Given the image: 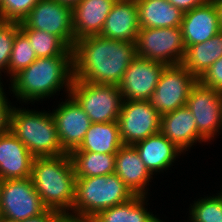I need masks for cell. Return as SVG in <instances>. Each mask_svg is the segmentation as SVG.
Returning a JSON list of instances; mask_svg holds the SVG:
<instances>
[{
	"label": "cell",
	"instance_id": "25",
	"mask_svg": "<svg viewBox=\"0 0 222 222\" xmlns=\"http://www.w3.org/2000/svg\"><path fill=\"white\" fill-rule=\"evenodd\" d=\"M147 198V196L136 195L123 204L100 211L92 220L94 222H165L150 210L147 211Z\"/></svg>",
	"mask_w": 222,
	"mask_h": 222
},
{
	"label": "cell",
	"instance_id": "9",
	"mask_svg": "<svg viewBox=\"0 0 222 222\" xmlns=\"http://www.w3.org/2000/svg\"><path fill=\"white\" fill-rule=\"evenodd\" d=\"M117 122L123 144L134 145L160 132L161 115L149 100H123Z\"/></svg>",
	"mask_w": 222,
	"mask_h": 222
},
{
	"label": "cell",
	"instance_id": "28",
	"mask_svg": "<svg viewBox=\"0 0 222 222\" xmlns=\"http://www.w3.org/2000/svg\"><path fill=\"white\" fill-rule=\"evenodd\" d=\"M36 59V53L33 51L29 39L19 30L15 34L11 57L6 71L7 76H10V79H12L21 70L31 65Z\"/></svg>",
	"mask_w": 222,
	"mask_h": 222
},
{
	"label": "cell",
	"instance_id": "42",
	"mask_svg": "<svg viewBox=\"0 0 222 222\" xmlns=\"http://www.w3.org/2000/svg\"><path fill=\"white\" fill-rule=\"evenodd\" d=\"M221 197H222V189H221V192L219 191V193H218Z\"/></svg>",
	"mask_w": 222,
	"mask_h": 222
},
{
	"label": "cell",
	"instance_id": "1",
	"mask_svg": "<svg viewBox=\"0 0 222 222\" xmlns=\"http://www.w3.org/2000/svg\"><path fill=\"white\" fill-rule=\"evenodd\" d=\"M72 54L76 80L118 86L127 67L137 56L136 42L94 35L77 40Z\"/></svg>",
	"mask_w": 222,
	"mask_h": 222
},
{
	"label": "cell",
	"instance_id": "17",
	"mask_svg": "<svg viewBox=\"0 0 222 222\" xmlns=\"http://www.w3.org/2000/svg\"><path fill=\"white\" fill-rule=\"evenodd\" d=\"M160 132L184 153L197 142H207L198 133L195 118L187 106L162 115Z\"/></svg>",
	"mask_w": 222,
	"mask_h": 222
},
{
	"label": "cell",
	"instance_id": "12",
	"mask_svg": "<svg viewBox=\"0 0 222 222\" xmlns=\"http://www.w3.org/2000/svg\"><path fill=\"white\" fill-rule=\"evenodd\" d=\"M21 23L59 37L70 49L76 42L72 9L56 0H39Z\"/></svg>",
	"mask_w": 222,
	"mask_h": 222
},
{
	"label": "cell",
	"instance_id": "29",
	"mask_svg": "<svg viewBox=\"0 0 222 222\" xmlns=\"http://www.w3.org/2000/svg\"><path fill=\"white\" fill-rule=\"evenodd\" d=\"M216 195L193 201L189 209L190 222H222V197Z\"/></svg>",
	"mask_w": 222,
	"mask_h": 222
},
{
	"label": "cell",
	"instance_id": "33",
	"mask_svg": "<svg viewBox=\"0 0 222 222\" xmlns=\"http://www.w3.org/2000/svg\"><path fill=\"white\" fill-rule=\"evenodd\" d=\"M12 104L8 101L6 94L0 99V135L10 131V116Z\"/></svg>",
	"mask_w": 222,
	"mask_h": 222
},
{
	"label": "cell",
	"instance_id": "11",
	"mask_svg": "<svg viewBox=\"0 0 222 222\" xmlns=\"http://www.w3.org/2000/svg\"><path fill=\"white\" fill-rule=\"evenodd\" d=\"M186 106L195 118L198 133L207 142L219 136L217 133L222 132V92L197 81L190 90Z\"/></svg>",
	"mask_w": 222,
	"mask_h": 222
},
{
	"label": "cell",
	"instance_id": "22",
	"mask_svg": "<svg viewBox=\"0 0 222 222\" xmlns=\"http://www.w3.org/2000/svg\"><path fill=\"white\" fill-rule=\"evenodd\" d=\"M140 28L180 27L184 12L168 0H136Z\"/></svg>",
	"mask_w": 222,
	"mask_h": 222
},
{
	"label": "cell",
	"instance_id": "14",
	"mask_svg": "<svg viewBox=\"0 0 222 222\" xmlns=\"http://www.w3.org/2000/svg\"><path fill=\"white\" fill-rule=\"evenodd\" d=\"M51 114L58 131L60 145L66 153L77 149L84 140L92 122L83 108L71 96H67Z\"/></svg>",
	"mask_w": 222,
	"mask_h": 222
},
{
	"label": "cell",
	"instance_id": "31",
	"mask_svg": "<svg viewBox=\"0 0 222 222\" xmlns=\"http://www.w3.org/2000/svg\"><path fill=\"white\" fill-rule=\"evenodd\" d=\"M19 30V23L0 21V74L7 71L15 34Z\"/></svg>",
	"mask_w": 222,
	"mask_h": 222
},
{
	"label": "cell",
	"instance_id": "40",
	"mask_svg": "<svg viewBox=\"0 0 222 222\" xmlns=\"http://www.w3.org/2000/svg\"><path fill=\"white\" fill-rule=\"evenodd\" d=\"M77 222H94L92 219L77 220Z\"/></svg>",
	"mask_w": 222,
	"mask_h": 222
},
{
	"label": "cell",
	"instance_id": "38",
	"mask_svg": "<svg viewBox=\"0 0 222 222\" xmlns=\"http://www.w3.org/2000/svg\"><path fill=\"white\" fill-rule=\"evenodd\" d=\"M56 222H77V219L70 216H61Z\"/></svg>",
	"mask_w": 222,
	"mask_h": 222
},
{
	"label": "cell",
	"instance_id": "5",
	"mask_svg": "<svg viewBox=\"0 0 222 222\" xmlns=\"http://www.w3.org/2000/svg\"><path fill=\"white\" fill-rule=\"evenodd\" d=\"M10 131L34 157L66 154L60 145L58 131L51 112L16 108L13 105Z\"/></svg>",
	"mask_w": 222,
	"mask_h": 222
},
{
	"label": "cell",
	"instance_id": "6",
	"mask_svg": "<svg viewBox=\"0 0 222 222\" xmlns=\"http://www.w3.org/2000/svg\"><path fill=\"white\" fill-rule=\"evenodd\" d=\"M70 95L92 123L117 121L123 97L117 85L95 84L73 79Z\"/></svg>",
	"mask_w": 222,
	"mask_h": 222
},
{
	"label": "cell",
	"instance_id": "30",
	"mask_svg": "<svg viewBox=\"0 0 222 222\" xmlns=\"http://www.w3.org/2000/svg\"><path fill=\"white\" fill-rule=\"evenodd\" d=\"M39 0H2L0 21L22 22Z\"/></svg>",
	"mask_w": 222,
	"mask_h": 222
},
{
	"label": "cell",
	"instance_id": "4",
	"mask_svg": "<svg viewBox=\"0 0 222 222\" xmlns=\"http://www.w3.org/2000/svg\"><path fill=\"white\" fill-rule=\"evenodd\" d=\"M135 196L116 173L79 177L75 182L73 209L68 216L77 220L92 219L100 211L123 204Z\"/></svg>",
	"mask_w": 222,
	"mask_h": 222
},
{
	"label": "cell",
	"instance_id": "15",
	"mask_svg": "<svg viewBox=\"0 0 222 222\" xmlns=\"http://www.w3.org/2000/svg\"><path fill=\"white\" fill-rule=\"evenodd\" d=\"M181 30L186 49L203 43L221 31L218 12L212 0L185 12Z\"/></svg>",
	"mask_w": 222,
	"mask_h": 222
},
{
	"label": "cell",
	"instance_id": "21",
	"mask_svg": "<svg viewBox=\"0 0 222 222\" xmlns=\"http://www.w3.org/2000/svg\"><path fill=\"white\" fill-rule=\"evenodd\" d=\"M133 146L152 175L168 170L169 167L173 166L174 161L180 158L178 156L184 153L161 132L149 136Z\"/></svg>",
	"mask_w": 222,
	"mask_h": 222
},
{
	"label": "cell",
	"instance_id": "32",
	"mask_svg": "<svg viewBox=\"0 0 222 222\" xmlns=\"http://www.w3.org/2000/svg\"><path fill=\"white\" fill-rule=\"evenodd\" d=\"M198 81L205 87L222 92V57L214 62Z\"/></svg>",
	"mask_w": 222,
	"mask_h": 222
},
{
	"label": "cell",
	"instance_id": "37",
	"mask_svg": "<svg viewBox=\"0 0 222 222\" xmlns=\"http://www.w3.org/2000/svg\"><path fill=\"white\" fill-rule=\"evenodd\" d=\"M56 1L73 9L81 0H56Z\"/></svg>",
	"mask_w": 222,
	"mask_h": 222
},
{
	"label": "cell",
	"instance_id": "19",
	"mask_svg": "<svg viewBox=\"0 0 222 222\" xmlns=\"http://www.w3.org/2000/svg\"><path fill=\"white\" fill-rule=\"evenodd\" d=\"M115 173L135 195L147 196L153 175L133 145H123L115 155Z\"/></svg>",
	"mask_w": 222,
	"mask_h": 222
},
{
	"label": "cell",
	"instance_id": "23",
	"mask_svg": "<svg viewBox=\"0 0 222 222\" xmlns=\"http://www.w3.org/2000/svg\"><path fill=\"white\" fill-rule=\"evenodd\" d=\"M123 145L117 121L92 123L80 146L73 151L116 154Z\"/></svg>",
	"mask_w": 222,
	"mask_h": 222
},
{
	"label": "cell",
	"instance_id": "39",
	"mask_svg": "<svg viewBox=\"0 0 222 222\" xmlns=\"http://www.w3.org/2000/svg\"><path fill=\"white\" fill-rule=\"evenodd\" d=\"M1 80H2V79H0V99L6 94V93L4 92V89H3L4 85H3V83L1 82Z\"/></svg>",
	"mask_w": 222,
	"mask_h": 222
},
{
	"label": "cell",
	"instance_id": "34",
	"mask_svg": "<svg viewBox=\"0 0 222 222\" xmlns=\"http://www.w3.org/2000/svg\"><path fill=\"white\" fill-rule=\"evenodd\" d=\"M61 216L62 215L59 212L53 209H46L43 213H41L38 216L27 218L17 222H56ZM0 222H15V221L2 217Z\"/></svg>",
	"mask_w": 222,
	"mask_h": 222
},
{
	"label": "cell",
	"instance_id": "3",
	"mask_svg": "<svg viewBox=\"0 0 222 222\" xmlns=\"http://www.w3.org/2000/svg\"><path fill=\"white\" fill-rule=\"evenodd\" d=\"M30 178L47 209H53L62 216L71 213L75 199L76 175L69 153L35 157Z\"/></svg>",
	"mask_w": 222,
	"mask_h": 222
},
{
	"label": "cell",
	"instance_id": "2",
	"mask_svg": "<svg viewBox=\"0 0 222 222\" xmlns=\"http://www.w3.org/2000/svg\"><path fill=\"white\" fill-rule=\"evenodd\" d=\"M73 56L37 58L10 80V92L23 103L43 101L63 90L70 95L73 82Z\"/></svg>",
	"mask_w": 222,
	"mask_h": 222
},
{
	"label": "cell",
	"instance_id": "8",
	"mask_svg": "<svg viewBox=\"0 0 222 222\" xmlns=\"http://www.w3.org/2000/svg\"><path fill=\"white\" fill-rule=\"evenodd\" d=\"M197 81L182 64L167 65L149 102L161 116L173 112L186 106L190 90Z\"/></svg>",
	"mask_w": 222,
	"mask_h": 222
},
{
	"label": "cell",
	"instance_id": "41",
	"mask_svg": "<svg viewBox=\"0 0 222 222\" xmlns=\"http://www.w3.org/2000/svg\"><path fill=\"white\" fill-rule=\"evenodd\" d=\"M2 186H3V180L0 178V199H1Z\"/></svg>",
	"mask_w": 222,
	"mask_h": 222
},
{
	"label": "cell",
	"instance_id": "7",
	"mask_svg": "<svg viewBox=\"0 0 222 222\" xmlns=\"http://www.w3.org/2000/svg\"><path fill=\"white\" fill-rule=\"evenodd\" d=\"M137 56L167 65L182 64L186 54L181 27L140 28Z\"/></svg>",
	"mask_w": 222,
	"mask_h": 222
},
{
	"label": "cell",
	"instance_id": "27",
	"mask_svg": "<svg viewBox=\"0 0 222 222\" xmlns=\"http://www.w3.org/2000/svg\"><path fill=\"white\" fill-rule=\"evenodd\" d=\"M19 29L27 36L37 58L52 56H73L70 49L59 37L44 30L26 28L21 22Z\"/></svg>",
	"mask_w": 222,
	"mask_h": 222
},
{
	"label": "cell",
	"instance_id": "13",
	"mask_svg": "<svg viewBox=\"0 0 222 222\" xmlns=\"http://www.w3.org/2000/svg\"><path fill=\"white\" fill-rule=\"evenodd\" d=\"M165 67L162 62L136 56L118 84L123 100H149Z\"/></svg>",
	"mask_w": 222,
	"mask_h": 222
},
{
	"label": "cell",
	"instance_id": "26",
	"mask_svg": "<svg viewBox=\"0 0 222 222\" xmlns=\"http://www.w3.org/2000/svg\"><path fill=\"white\" fill-rule=\"evenodd\" d=\"M115 155L90 151H71L69 153L76 178L115 173Z\"/></svg>",
	"mask_w": 222,
	"mask_h": 222
},
{
	"label": "cell",
	"instance_id": "36",
	"mask_svg": "<svg viewBox=\"0 0 222 222\" xmlns=\"http://www.w3.org/2000/svg\"><path fill=\"white\" fill-rule=\"evenodd\" d=\"M218 12L219 25L222 30V0H212Z\"/></svg>",
	"mask_w": 222,
	"mask_h": 222
},
{
	"label": "cell",
	"instance_id": "35",
	"mask_svg": "<svg viewBox=\"0 0 222 222\" xmlns=\"http://www.w3.org/2000/svg\"><path fill=\"white\" fill-rule=\"evenodd\" d=\"M173 6L180 9L182 12H188L195 7L207 3L209 0H168Z\"/></svg>",
	"mask_w": 222,
	"mask_h": 222
},
{
	"label": "cell",
	"instance_id": "18",
	"mask_svg": "<svg viewBox=\"0 0 222 222\" xmlns=\"http://www.w3.org/2000/svg\"><path fill=\"white\" fill-rule=\"evenodd\" d=\"M139 30L136 0H116L100 35L113 40L136 42Z\"/></svg>",
	"mask_w": 222,
	"mask_h": 222
},
{
	"label": "cell",
	"instance_id": "20",
	"mask_svg": "<svg viewBox=\"0 0 222 222\" xmlns=\"http://www.w3.org/2000/svg\"><path fill=\"white\" fill-rule=\"evenodd\" d=\"M116 0H81L72 9L75 40L100 35Z\"/></svg>",
	"mask_w": 222,
	"mask_h": 222
},
{
	"label": "cell",
	"instance_id": "24",
	"mask_svg": "<svg viewBox=\"0 0 222 222\" xmlns=\"http://www.w3.org/2000/svg\"><path fill=\"white\" fill-rule=\"evenodd\" d=\"M222 57V30L203 43L186 49L182 65L197 79Z\"/></svg>",
	"mask_w": 222,
	"mask_h": 222
},
{
	"label": "cell",
	"instance_id": "16",
	"mask_svg": "<svg viewBox=\"0 0 222 222\" xmlns=\"http://www.w3.org/2000/svg\"><path fill=\"white\" fill-rule=\"evenodd\" d=\"M34 158L11 131L0 135V178L2 180L29 178Z\"/></svg>",
	"mask_w": 222,
	"mask_h": 222
},
{
	"label": "cell",
	"instance_id": "10",
	"mask_svg": "<svg viewBox=\"0 0 222 222\" xmlns=\"http://www.w3.org/2000/svg\"><path fill=\"white\" fill-rule=\"evenodd\" d=\"M46 209L30 177L3 180L0 199L2 217L17 222L38 216Z\"/></svg>",
	"mask_w": 222,
	"mask_h": 222
}]
</instances>
